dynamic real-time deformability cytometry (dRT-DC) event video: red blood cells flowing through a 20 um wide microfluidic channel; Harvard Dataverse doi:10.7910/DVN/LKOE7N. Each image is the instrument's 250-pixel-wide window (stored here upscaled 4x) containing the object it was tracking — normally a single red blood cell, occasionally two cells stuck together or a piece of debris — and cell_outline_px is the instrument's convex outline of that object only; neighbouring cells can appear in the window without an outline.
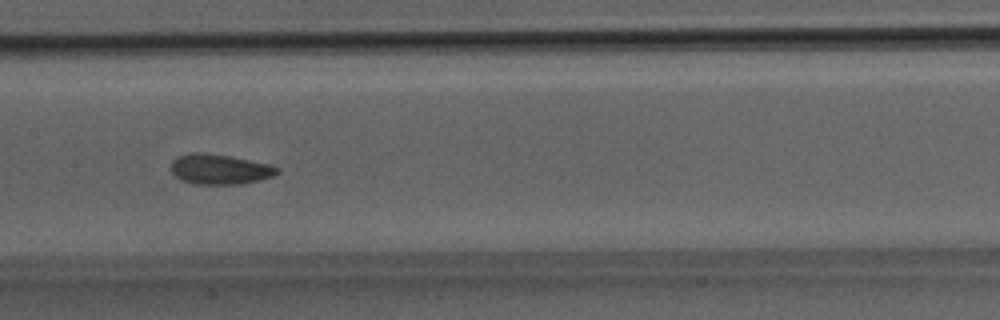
{"species": "Egyptian fruit bat (a non-hibernating species)", "species_latin": "Rousettus aegyptiacus", "temperature_condition": "room temperature", "stored_images_in_passage": 31, "segment_of_instrument_passage": [1, 2], "camera_frame_rate_fps": 3000, "um_per_image_px": 0.085, "animal": {"sex": "male"}, "frame": {"image": 1, "passage_image": 12, "time_ms": 3.667, "image_size_px": [1000, 320], "cell_outline_px": [[280, 172], [272, 176], [240, 184], [196, 184], [180, 180], [172, 172], [172, 160], [176, 156], [228, 156], [268, 164], [280, 168]], "centroid_in_image_um": [18.72, 14.44], "position_along_channel_um": 188.7, "area_um2": 17.57}}
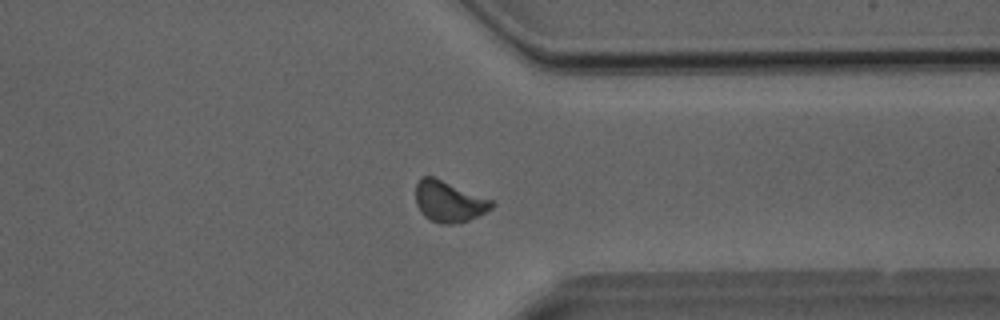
{"frame": {"image": 2, "passage_image": 22, "time_ms": 7.0, "image_size_px": [1000, 320], "cell_outline_px": [[496, 204], [492, 208], [460, 224], [440, 224], [424, 216], [420, 212], [416, 204], [416, 184], [420, 176], [432, 176], [492, 200]], "centroid_in_image_um": [38.13, 17.14], "position_along_channel_um": 373.3, "area_um2": 18.09}}
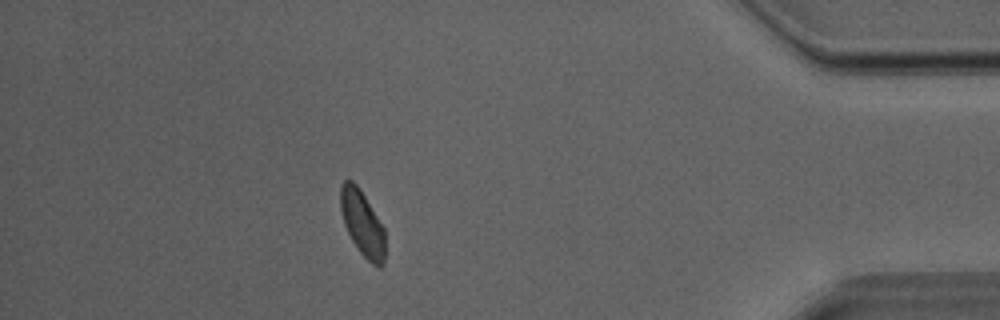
{"frame": {"image": 3, "passage_image": 26, "time_ms": 8.333, "image_size_px": [1000, 320], "cell_outline_px": [[384, 264], [380, 268], [372, 264], [356, 248], [344, 224], [340, 208], [340, 184], [344, 180], [352, 180], [360, 188], [384, 228]], "centroid_in_image_um": [30.78, 18.96], "position_along_channel_um": 404.4, "area_um2": 16.99}}